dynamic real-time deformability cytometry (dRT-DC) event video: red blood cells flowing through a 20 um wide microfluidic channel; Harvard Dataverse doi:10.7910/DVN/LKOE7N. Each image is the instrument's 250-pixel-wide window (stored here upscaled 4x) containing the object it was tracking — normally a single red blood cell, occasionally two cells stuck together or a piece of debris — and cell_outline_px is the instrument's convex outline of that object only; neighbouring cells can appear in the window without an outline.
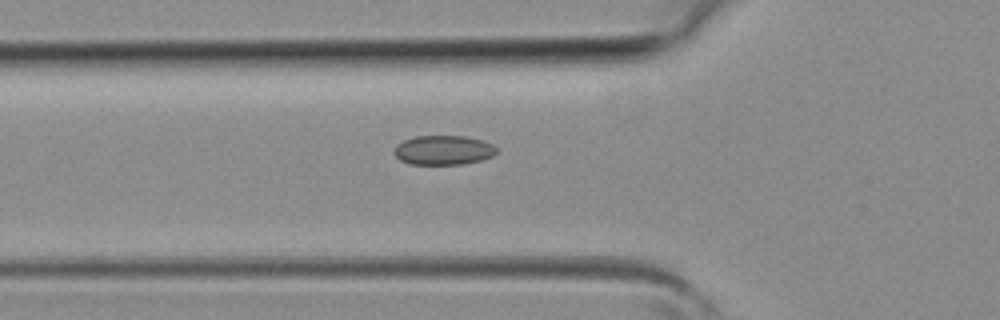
{"species": "common noctule bat (a hibernating species)", "species_latin": "Nyctalus noctula", "temperature_condition": "room temperature", "stored_images_in_passage": 3, "camera_frame_rate_fps": 3000, "um_per_image_px": 0.085, "animal": {"sex": "female", "body_mass_g": 19.3, "forearm_length_mm": 54.1}, "frame": {"image": 1, "passage_image": 3, "time_ms": 0.667, "image_size_px": [1000, 320], "cell_outline_px": [[496, 152], [492, 156], [480, 160], [464, 164], [408, 164], [400, 160], [392, 152], [396, 144], [404, 140], [416, 136], [464, 136], [484, 140], [492, 144], [496, 148]], "centroid_in_image_um": [37.66, 12.76], "position_along_channel_um": 88.1, "area_um2": 17.63}}